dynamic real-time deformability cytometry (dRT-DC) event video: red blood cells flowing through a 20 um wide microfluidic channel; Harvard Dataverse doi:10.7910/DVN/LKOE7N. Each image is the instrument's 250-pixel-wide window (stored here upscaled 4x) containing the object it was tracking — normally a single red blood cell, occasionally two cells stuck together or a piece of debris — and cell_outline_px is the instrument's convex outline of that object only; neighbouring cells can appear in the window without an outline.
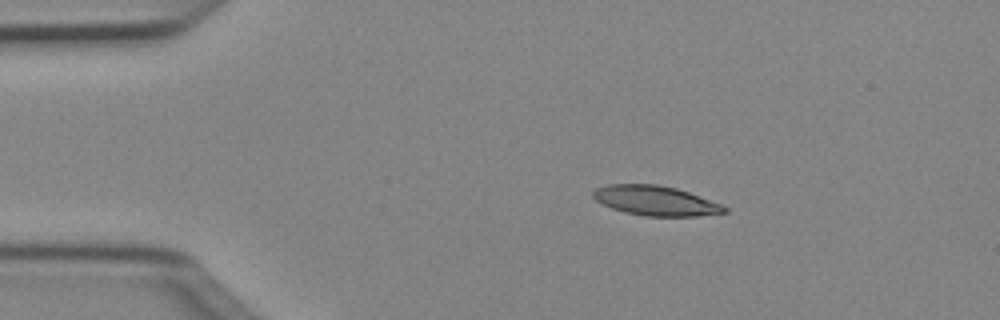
{"species": "Egyptian fruit bat (a non-hibernating species)", "species_latin": "Rousettus aegyptiacus", "temperature_condition": "cold", "stored_images_in_passage": 42, "camera_frame_rate_fps": 3000, "um_per_image_px": 0.085, "animal": {"sex": "female"}, "frame": {"image": 1, "passage_image": 1, "time_ms": 0.0, "image_size_px": [1000, 320], "cell_outline_px": [[728, 212], [696, 216], [644, 216], [624, 212], [612, 208], [596, 200], [592, 196], [592, 192], [596, 188], [608, 184], [656, 184], [676, 188], [688, 192], [720, 204], [728, 208]], "centroid_in_image_um": [55.7, 17.06], "position_along_channel_um": 29.3, "area_um2": 22.6}}
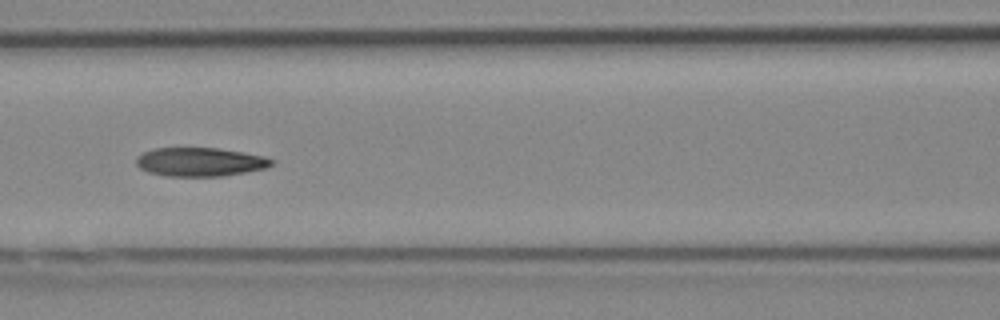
{"frame": {"image": 2, "passage_image": 14, "time_ms": 4.333, "image_size_px": [1000, 320], "cell_outline_px": [[276, 160], [272, 164], [264, 168], [224, 176], [164, 176], [148, 172], [140, 168], [136, 164], [136, 156], [152, 148], [216, 148], [244, 152], [264, 156]], "centroid_in_image_um": [16.98, 13.76], "position_along_channel_um": 149.6, "area_um2": 22.72}}
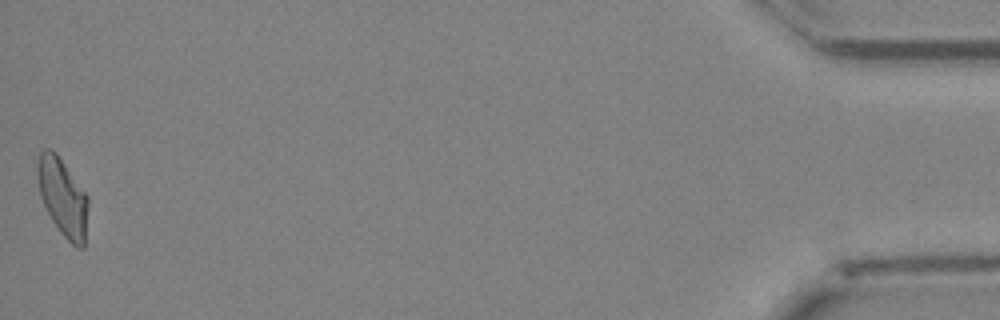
{"frame": {"image": 3, "passage_image": 42, "time_ms": 13.667, "image_size_px": [1000, 320], "cell_outline_px": [[88, 204], [84, 248], [76, 248], [60, 232], [52, 220], [40, 196], [36, 172], [36, 164], [40, 152], [44, 148], [48, 148], [56, 152], [88, 196]], "centroid_in_image_um": [5.32, 16.75], "position_along_channel_um": 429.9, "area_um2": 22.95}, "authors_computed_cell_mechanics": {"area_um2": 22.9466, "velocity_mm_per_s": 4.0317, "shape_relaxation_time_tau1_ms": 8.9497, "shape_relaxation_time_tau2_ms": 4.7053, "deformation_change_tau1": 0.2122, "deformation_change_tau2": 0.1275}}